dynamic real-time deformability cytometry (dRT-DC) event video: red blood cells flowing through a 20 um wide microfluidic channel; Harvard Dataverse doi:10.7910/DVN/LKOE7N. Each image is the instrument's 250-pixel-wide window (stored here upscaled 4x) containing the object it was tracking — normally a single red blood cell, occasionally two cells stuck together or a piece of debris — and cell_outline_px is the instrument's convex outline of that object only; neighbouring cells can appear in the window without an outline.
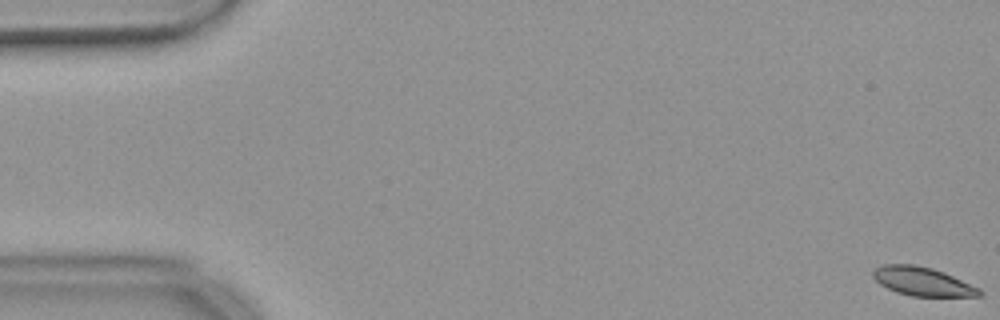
{"species": "common noctule bat (a hibernating species)", "species_latin": "Nyctalus noctula", "temperature_condition": "warm", "stored_images_in_passage": 56, "camera_frame_rate_fps": 3000, "um_per_image_px": 0.085, "animal": {"sex": "female", "body_mass_g": 18.4}, "frame": {"image": 1, "passage_image": 1, "time_ms": 0.0, "image_size_px": [1000, 320], "cell_outline_px": [[984, 292], [980, 296], [912, 296], [896, 292], [880, 284], [872, 276], [872, 272], [876, 268], [884, 264], [916, 264], [932, 268], [944, 272], [980, 288]], "centroid_in_image_um": [78.43, 23.92], "position_along_channel_um": 6.6, "area_um2": 17.8}}
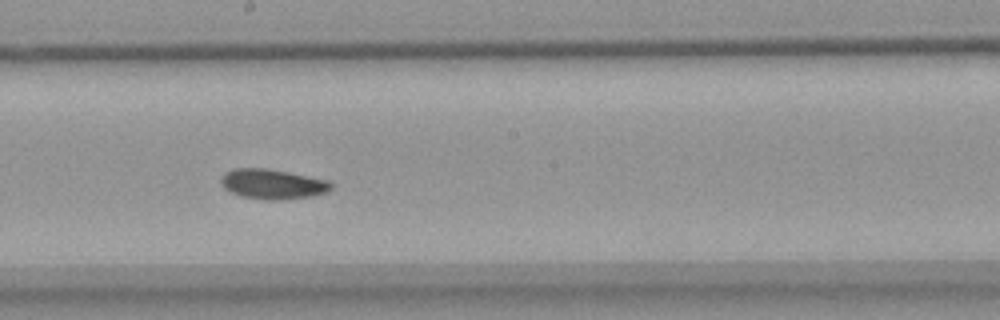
{"frame": {"image": 2, "passage_image": 31, "time_ms": 10.0, "image_size_px": [1000, 320], "cell_outline_px": [[332, 188], [328, 192], [312, 196], [280, 200], [264, 200], [244, 196], [232, 192], [224, 188], [220, 184], [220, 180], [224, 172], [236, 168], [264, 168], [288, 172], [328, 180], [332, 184]], "centroid_in_image_um": [23.17, 15.65], "position_along_channel_um": 225.0, "area_um2": 19.19}}
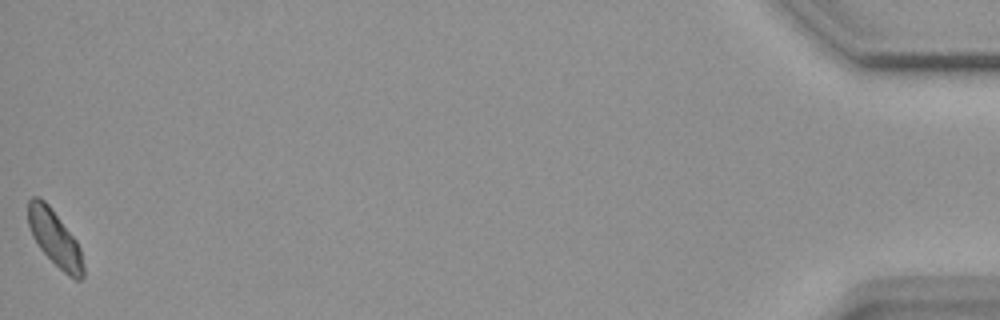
{"frame": {"image": 3, "passage_image": 56, "time_ms": 18.333, "image_size_px": [1000, 320], "cell_outline_px": [[84, 276], [80, 280], [76, 280], [68, 276], [40, 248], [32, 236], [28, 224], [28, 200], [32, 196], [40, 196], [48, 204], [76, 240], [80, 248], [84, 268]], "centroid_in_image_um": [4.65, 20.24], "position_along_channel_um": 430.5, "area_um2": 17.8}, "authors_computed_cell_mechanics": {"area_um2": 18.5827, "velocity_mm_per_s": 3.651, "shape_relaxation_time_tau1_ms": 8.334, "shape_relaxation_time_tau2_ms": null, "deformation_change_tau1": 0.1137, "deformation_change_tau2": null}}